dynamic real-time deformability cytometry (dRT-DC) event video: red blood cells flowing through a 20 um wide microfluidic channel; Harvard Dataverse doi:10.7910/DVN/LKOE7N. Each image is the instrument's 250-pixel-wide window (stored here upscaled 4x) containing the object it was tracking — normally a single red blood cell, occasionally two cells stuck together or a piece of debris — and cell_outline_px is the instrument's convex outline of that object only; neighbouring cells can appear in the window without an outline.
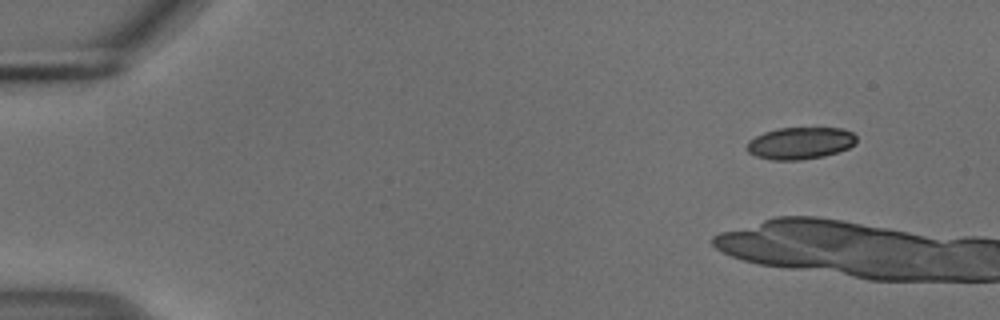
{"species": "common noctule bat (a hibernating species)", "species_latin": "Nyctalus noctula", "temperature_condition": "cold", "stored_images_in_passage": 3, "camera_frame_rate_fps": 3000, "um_per_image_px": 0.085, "animal": {"sex": "male", "body_mass_g": 18.8}, "frame": {"image": 1, "passage_image": 1, "time_ms": 0.0, "image_size_px": [1000, 320], "cell_outline_px": [[856, 144], [848, 148], [824, 156], [800, 160], [772, 160], [756, 156], [748, 152], [748, 140], [764, 132], [780, 128], [840, 128], [852, 132], [856, 136]], "centroid_in_image_um": [68.03, 12.17], "position_along_channel_um": 17.0, "area_um2": 20.35}}